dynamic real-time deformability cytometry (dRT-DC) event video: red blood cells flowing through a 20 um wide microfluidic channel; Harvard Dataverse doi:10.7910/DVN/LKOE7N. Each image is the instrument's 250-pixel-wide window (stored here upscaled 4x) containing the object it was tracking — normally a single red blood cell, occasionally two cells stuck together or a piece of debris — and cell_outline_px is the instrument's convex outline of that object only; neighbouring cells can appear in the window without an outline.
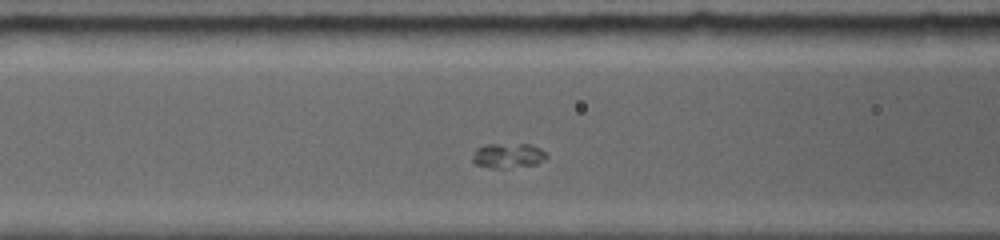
{"species": "common noctule bat (a hibernating species)", "species_latin": "Nyctalus noctula", "temperature_condition": "room temperature", "stored_images_in_passage": 28, "segment_of_instrument_passage": [1, 2], "camera_frame_rate_fps": 5000, "um_per_image_px": 0.085, "animal": {"sex": "female", "body_mass_g": 19.0, "forearm_length_mm": 56.7}, "frame": {"image": 1, "passage_image": 8, "time_ms": 2.8, "image_size_px": [1000, 240], "cell_outline_px": [[548, 156], [536, 164], [504, 168], [488, 168], [476, 164], [472, 160], [472, 156], [476, 148], [488, 144], [528, 144], [540, 148]], "centroid_in_image_um": [43.15, 13.22], "position_along_channel_um": 123.5, "area_um2": 10.64}}
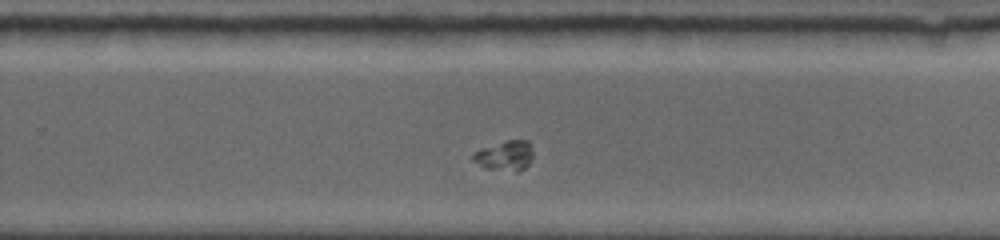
{"frame": {"image": 2, "passage_image": 18, "time_ms": 7.2, "image_size_px": [1000, 240], "cell_outline_px": [[532, 160], [524, 168], [516, 172], [484, 168], [472, 160], [472, 152], [480, 148], [504, 140], [528, 140], [532, 148]], "centroid_in_image_um": [42.89, 13.22], "position_along_channel_um": 286.9, "area_um2": 10.75}}
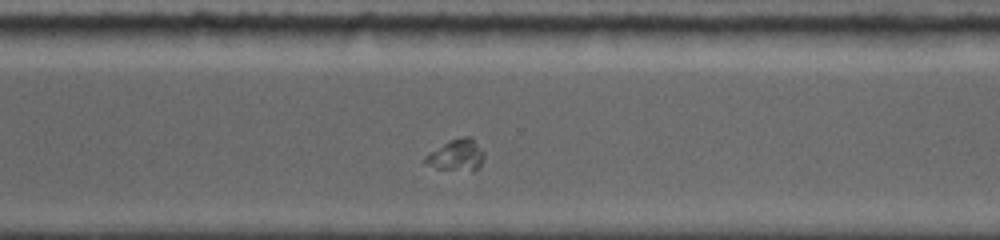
{"frame": {"image": 3, "passage_image": 21, "time_ms": 8.4, "image_size_px": [1000, 240], "cell_outline_px": [[484, 160], [472, 172], [436, 168], [424, 164], [424, 156], [428, 152], [448, 140], [464, 136], [472, 136], [484, 152]], "centroid_in_image_um": [38.78, 13.18], "position_along_channel_um": 331.8, "area_um2": 11.16}}